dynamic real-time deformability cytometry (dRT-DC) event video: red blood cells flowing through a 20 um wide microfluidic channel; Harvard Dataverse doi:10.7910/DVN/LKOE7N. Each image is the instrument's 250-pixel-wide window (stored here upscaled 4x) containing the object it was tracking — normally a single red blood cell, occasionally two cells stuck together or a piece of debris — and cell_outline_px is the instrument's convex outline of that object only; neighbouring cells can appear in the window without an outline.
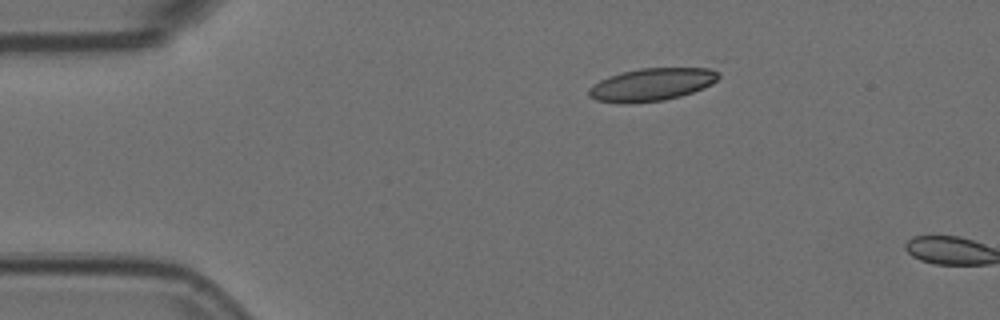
{"species": "Egyptian fruit bat (a non-hibernating species)", "species_latin": "Rousettus aegyptiacus", "temperature_condition": "room temperature", "stored_images_in_passage": 2, "camera_frame_rate_fps": 3000, "um_per_image_px": 0.085, "animal": {"sex": "female"}, "frame": {"image": 1, "passage_image": 1, "time_ms": 0.0, "image_size_px": [1000, 320], "cell_outline_px": [[720, 76], [712, 84], [704, 88], [680, 96], [664, 100], [596, 100], [588, 96], [588, 88], [592, 84], [608, 76], [640, 68], [708, 68], [720, 72]], "centroid_in_image_um": [55.46, 7.13], "position_along_channel_um": 29.5, "area_um2": 23.81}}